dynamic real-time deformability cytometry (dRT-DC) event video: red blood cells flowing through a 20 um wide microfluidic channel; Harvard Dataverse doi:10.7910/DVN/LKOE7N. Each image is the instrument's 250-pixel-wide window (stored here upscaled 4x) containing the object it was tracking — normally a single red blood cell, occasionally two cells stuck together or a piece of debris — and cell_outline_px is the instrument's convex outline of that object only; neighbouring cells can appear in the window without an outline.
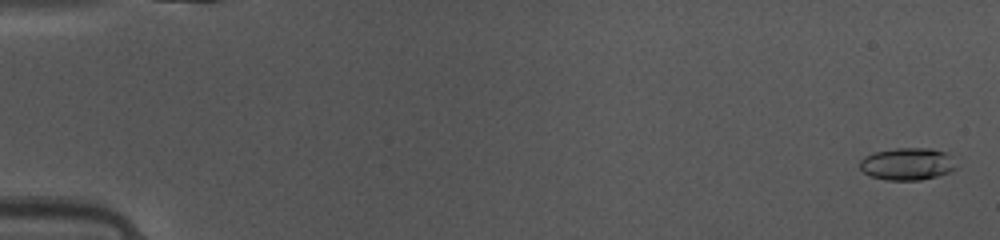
{"species": "common noctule bat (a hibernating species)", "species_latin": "Nyctalus noctula", "temperature_condition": "warm", "stored_images_in_passage": 49, "camera_frame_rate_fps": 3000, "um_per_image_px": 0.085, "animal": {"sex": "female", "body_mass_g": 10.0, "forearm_length_mm": 53.1}, "frame": {"image": 1, "passage_image": 2, "time_ms": 0.333, "image_size_px": [1000, 240], "cell_outline_px": [[956, 168], [948, 172], [936, 176], [920, 180], [888, 180], [872, 176], [864, 172], [860, 168], [860, 160], [864, 156], [876, 152], [896, 148], [932, 148], [944, 152], [948, 156]], "centroid_in_image_um": [77.08, 13.93], "position_along_channel_um": 7.9, "area_um2": 17.74}}
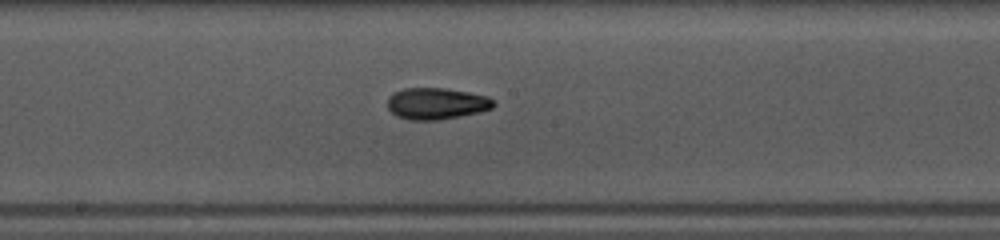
{"frame": {"image": 2, "passage_image": 27, "time_ms": 8.667, "image_size_px": [1000, 240], "cell_outline_px": [[496, 104], [492, 108], [480, 112], [460, 116], [436, 120], [408, 120], [396, 116], [388, 108], [388, 96], [392, 92], [404, 88], [444, 88], [468, 92], [488, 96], [496, 100]], "centroid_in_image_um": [37.1, 8.8], "position_along_channel_um": 211.1, "area_um2": 19.71}}
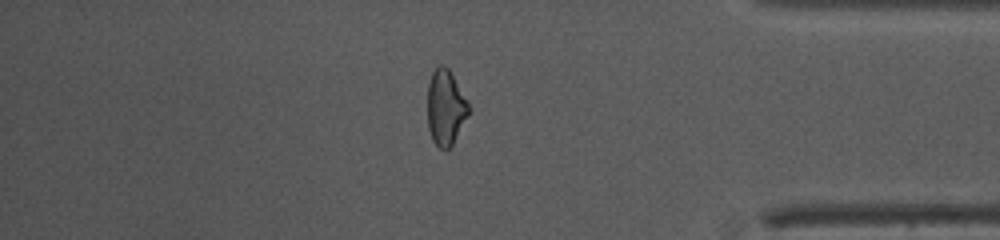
{"frame": {"image": 3, "passage_image": 42, "time_ms": 13.667, "image_size_px": [1000, 240], "cell_outline_px": [[472, 108], [468, 116], [452, 144], [448, 148], [440, 148], [432, 140], [428, 128], [428, 84], [432, 72], [440, 64], [444, 64], [448, 68]], "centroid_in_image_um": [37.88, 9.12], "position_along_channel_um": 397.3, "area_um2": 18.03}, "authors_computed_cell_mechanics": {"area_um2": 18.4382, "velocity_mm_per_s": 4.1864, "shape_relaxation_time_tau1_ms": 5.606, "shape_relaxation_time_tau2_ms": 2.9829, "deformation_change_tau1": 0.1546, "deformation_change_tau2": 0.1024}}